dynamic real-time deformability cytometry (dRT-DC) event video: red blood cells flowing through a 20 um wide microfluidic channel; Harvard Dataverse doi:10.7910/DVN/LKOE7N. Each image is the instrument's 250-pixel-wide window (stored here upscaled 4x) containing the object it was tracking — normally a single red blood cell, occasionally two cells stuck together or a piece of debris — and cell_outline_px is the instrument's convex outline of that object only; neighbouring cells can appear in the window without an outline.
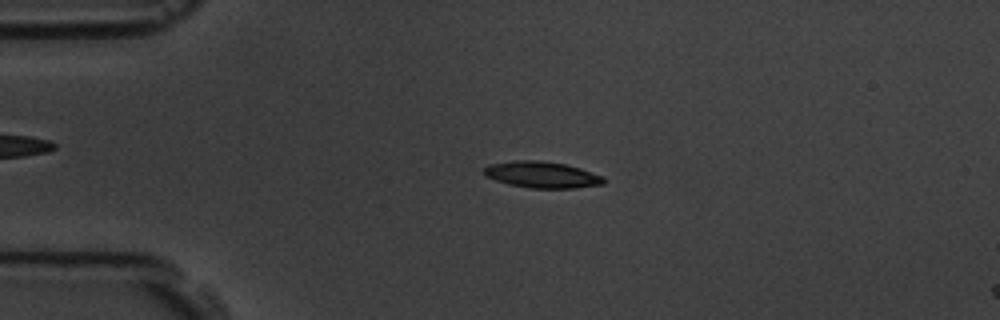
{"species": "common noctule bat (a hibernating species)", "species_latin": "Nyctalus noctula", "temperature_condition": "room temperature", "stored_images_in_passage": 5, "segment_of_instrument_passage": [1, 2], "camera_frame_rate_fps": 3000, "um_per_image_px": 0.085, "animal": {"sex": "male", "body_mass_g": 19.5, "forearm_length_mm": 54.6}, "frame": {"image": 1, "passage_image": 3, "time_ms": 2.333, "image_size_px": [1000, 320], "cell_outline_px": [[604, 184], [576, 188], [532, 188], [508, 184], [484, 176], [484, 168], [488, 164], [516, 160], [540, 160], [564, 164], [580, 168], [604, 176]], "centroid_in_image_um": [46.06, 14.85], "position_along_channel_um": 38.9, "area_um2": 18.44}}